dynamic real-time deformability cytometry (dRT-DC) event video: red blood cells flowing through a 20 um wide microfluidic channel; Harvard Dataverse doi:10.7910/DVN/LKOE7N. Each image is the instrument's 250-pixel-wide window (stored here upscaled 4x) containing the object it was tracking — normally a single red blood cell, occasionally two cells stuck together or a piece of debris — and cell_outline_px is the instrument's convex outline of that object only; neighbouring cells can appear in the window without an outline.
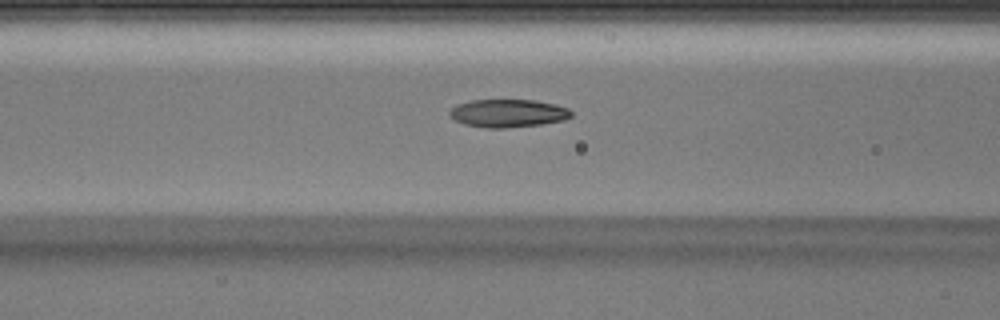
{"species": "Egyptian fruit bat (a non-hibernating species)", "species_latin": "Rousettus aegyptiacus", "temperature_condition": "warm", "stored_images_in_passage": 26, "camera_frame_rate_fps": 3000, "um_per_image_px": 0.085, "animal": {"sex": "male"}, "frame": {"image": 1, "passage_image": 5, "time_ms": 1.333, "image_size_px": [1000, 320], "cell_outline_px": [[572, 116], [564, 120], [540, 124], [504, 128], [488, 128], [464, 124], [448, 116], [448, 112], [456, 104], [472, 100], [536, 100], [556, 104], [568, 108], [572, 112]], "centroid_in_image_um": [43.17, 9.62], "position_along_channel_um": 123.4, "area_um2": 19.88}}
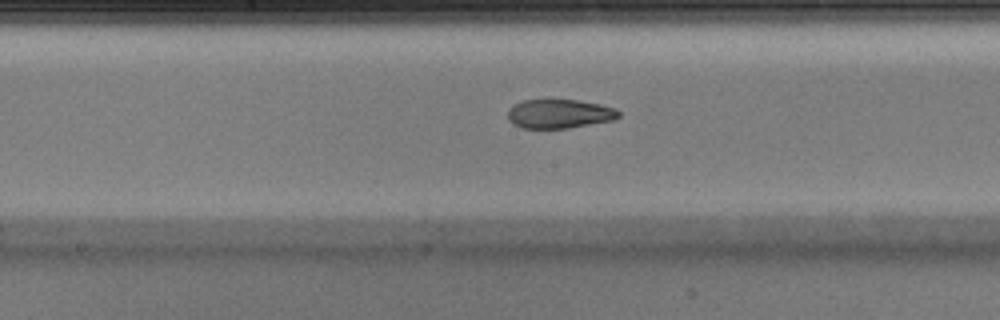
{"frame": {"image": 2, "passage_image": 10, "time_ms": 3.0, "image_size_px": [1000, 320], "cell_outline_px": [[620, 116], [616, 120], [568, 128], [520, 128], [512, 124], [508, 120], [508, 108], [524, 100], [548, 96], [576, 100], [600, 104], [616, 108], [620, 112]], "centroid_in_image_um": [47.53, 9.63], "position_along_channel_um": 200.7, "area_um2": 19.65}}
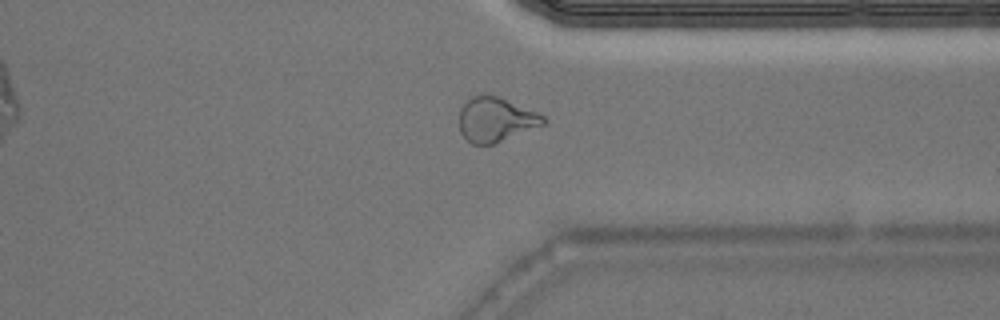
{"frame": {"image": 3, "passage_image": 21, "time_ms": 6.667, "image_size_px": [1000, 320], "cell_outline_px": [[548, 120], [544, 124], [492, 144], [472, 144], [460, 132], [460, 108], [472, 96], [500, 96], [536, 112], [544, 116]], "centroid_in_image_um": [42.14, 10.16], "position_along_channel_um": 369.3, "area_um2": 21.33}}